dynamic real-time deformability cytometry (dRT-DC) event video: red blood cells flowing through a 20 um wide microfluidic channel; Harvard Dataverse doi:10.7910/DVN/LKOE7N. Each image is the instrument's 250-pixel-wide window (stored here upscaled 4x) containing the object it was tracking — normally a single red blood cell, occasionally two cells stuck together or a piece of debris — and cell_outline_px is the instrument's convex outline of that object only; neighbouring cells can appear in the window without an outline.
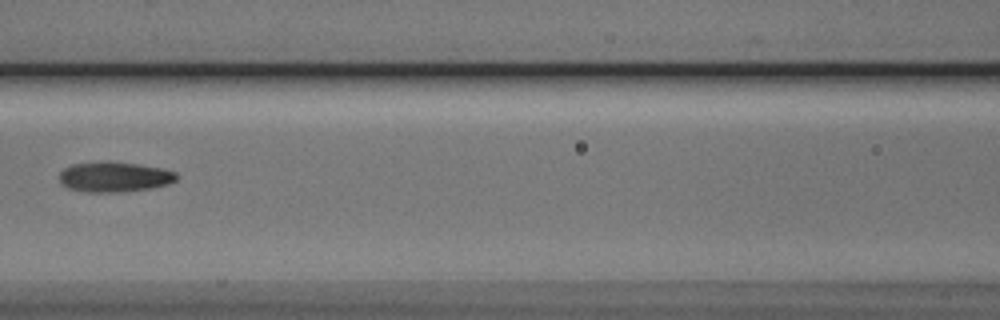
{"species": "Egyptian fruit bat (a non-hibernating species)", "species_latin": "Rousettus aegyptiacus", "temperature_condition": "cold", "stored_images_in_passage": 4, "camera_frame_rate_fps": 3000, "um_per_image_px": 0.085, "animal": {"sex": "male"}, "frame": {"image": 1, "passage_image": 4, "time_ms": 1.0, "image_size_px": [1000, 320], "cell_outline_px": [[176, 180], [168, 184], [148, 188], [116, 192], [88, 192], [68, 188], [60, 184], [60, 172], [64, 168], [72, 164], [104, 160], [108, 160], [164, 168], [176, 172]], "centroid_in_image_um": [9.68, 15.01], "position_along_channel_um": 156.9, "area_um2": 20.69}}